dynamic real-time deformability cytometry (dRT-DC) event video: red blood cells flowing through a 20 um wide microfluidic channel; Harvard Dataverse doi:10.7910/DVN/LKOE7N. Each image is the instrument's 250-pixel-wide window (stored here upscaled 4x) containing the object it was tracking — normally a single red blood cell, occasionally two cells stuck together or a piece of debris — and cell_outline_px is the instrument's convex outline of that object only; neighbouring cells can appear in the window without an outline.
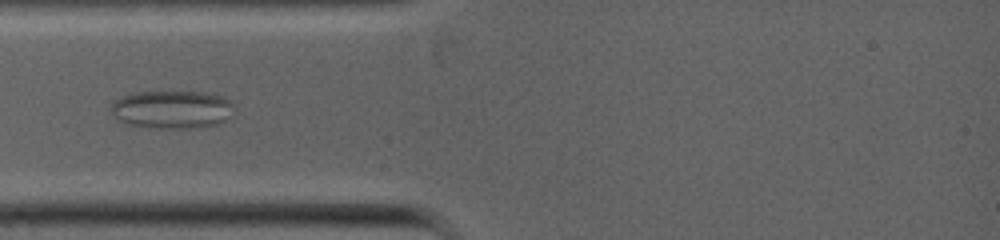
{"species": "common noctule bat (a hibernating species)", "species_latin": "Nyctalus noctula", "temperature_condition": "warm", "stored_images_in_passage": 53, "camera_frame_rate_fps": 5000, "um_per_image_px": 0.085, "animal": {"sex": "female", "body_mass_g": 19.0, "forearm_length_mm": 53.3}, "frame": {"image": 1, "passage_image": 3, "time_ms": 0.6, "image_size_px": [1000, 240], "cell_outline_px": [[232, 104], [224, 120], [220, 124], [200, 128], [148, 128], [124, 124], [116, 120], [112, 116], [112, 104], [116, 100], [124, 96], [136, 92], [208, 92], [224, 96]], "centroid_in_image_um": [14.56, 9.32], "position_along_channel_um": 70.4, "area_um2": 27.34}}
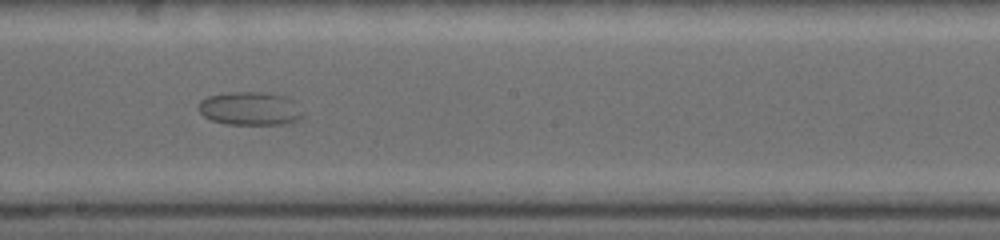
{"frame": {"image": 2, "passage_image": 19, "time_ms": 4.0, "image_size_px": [1000, 240], "cell_outline_px": [[304, 116], [300, 120], [284, 124], [224, 124], [212, 120], [204, 116], [200, 112], [200, 100], [208, 96], [228, 92], [260, 92], [288, 96], [304, 112]], "centroid_in_image_um": [21.3, 9.23], "position_along_channel_um": 226.9, "area_um2": 20.4}}
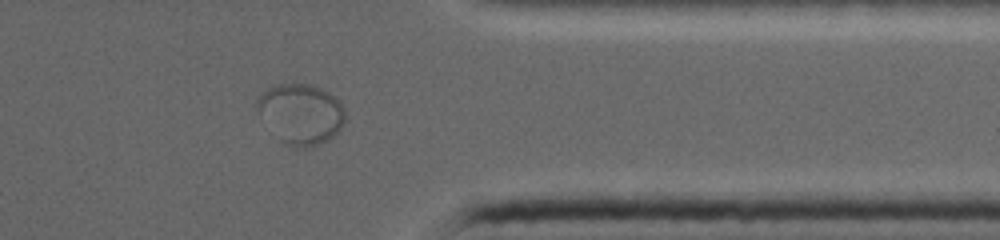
{"frame": {"image": 3, "passage_image": 36, "time_ms": 7.6, "image_size_px": [1000, 240], "cell_outline_px": [[344, 124], [328, 140], [304, 148], [284, 144], [280, 140], [260, 112], [256, 104], [256, 100], [268, 88], [280, 84], [312, 84], [328, 92], [340, 100], [344, 108]], "centroid_in_image_um": [25.62, 9.66], "position_along_channel_um": 385.8, "area_um2": 30.23}}